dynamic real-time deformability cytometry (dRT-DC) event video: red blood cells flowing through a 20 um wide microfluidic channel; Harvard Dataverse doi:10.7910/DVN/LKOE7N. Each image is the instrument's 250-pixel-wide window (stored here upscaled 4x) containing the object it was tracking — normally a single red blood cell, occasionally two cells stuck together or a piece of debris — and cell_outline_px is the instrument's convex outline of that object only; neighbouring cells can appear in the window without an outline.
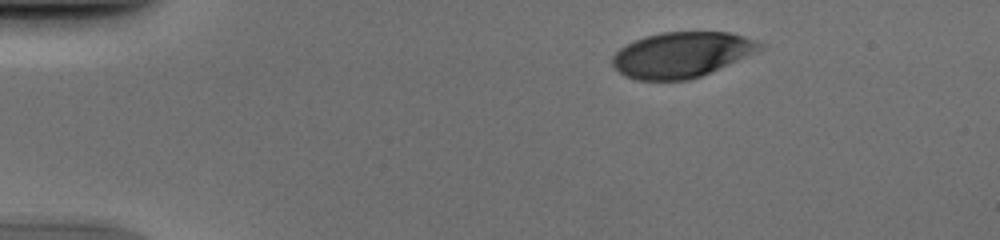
{"species": "human", "species_latin": "Homo sapiens", "temperature_condition": "cold", "stored_images_in_passage": 44, "camera_frame_rate_fps": 3000, "um_per_image_px": 0.085, "donor": {"sex": "male"}, "frame": {"image": 1, "passage_image": 1, "time_ms": 0.0, "image_size_px": [1000, 240], "cell_outline_px": [[768, 44], [764, 48], [756, 52], [700, 76], [688, 80], [636, 80], [624, 76], [612, 64], [612, 56], [620, 48], [644, 36], [660, 32], [728, 32], [744, 36]], "centroid_in_image_um": [57.95, 4.64], "position_along_channel_um": 27.0, "area_um2": 38.96}}
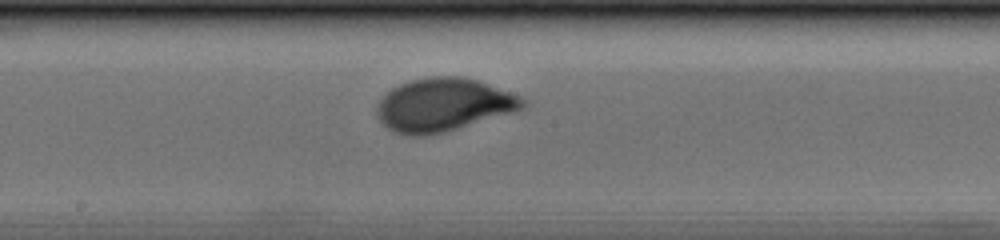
{"frame": {"image": 2, "passage_image": 21, "time_ms": 6.667, "image_size_px": [1000, 240], "cell_outline_px": [[528, 104], [524, 108], [444, 132], [424, 136], [408, 136], [392, 132], [376, 116], [376, 108], [380, 100], [392, 88], [400, 84], [412, 80], [432, 76], [460, 76], [476, 80], [520, 96], [528, 100]], "centroid_in_image_um": [37.66, 8.92], "position_along_channel_um": 210.5, "area_um2": 44.8}}
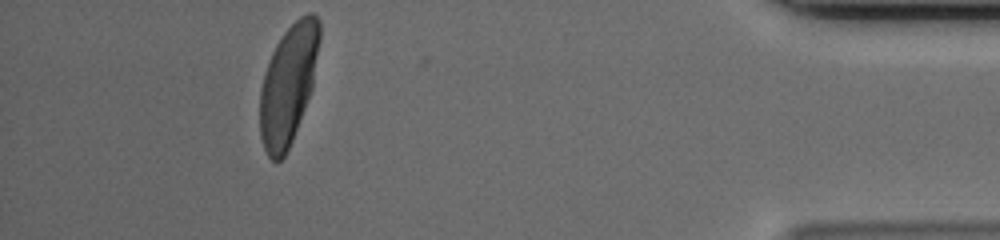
{"frame": {"image": 3, "passage_image": 40, "time_ms": 13.0, "image_size_px": [1000, 240], "cell_outline_px": [[320, 40], [312, 88], [292, 140], [284, 156], [276, 164], [268, 156], [264, 148], [260, 136], [260, 88], [264, 72], [272, 52], [276, 44], [284, 32], [300, 16], [308, 12], [312, 12], [320, 20]], "centroid_in_image_um": [24.5, 7.16], "position_along_channel_um": 410.7, "area_um2": 41.38}}